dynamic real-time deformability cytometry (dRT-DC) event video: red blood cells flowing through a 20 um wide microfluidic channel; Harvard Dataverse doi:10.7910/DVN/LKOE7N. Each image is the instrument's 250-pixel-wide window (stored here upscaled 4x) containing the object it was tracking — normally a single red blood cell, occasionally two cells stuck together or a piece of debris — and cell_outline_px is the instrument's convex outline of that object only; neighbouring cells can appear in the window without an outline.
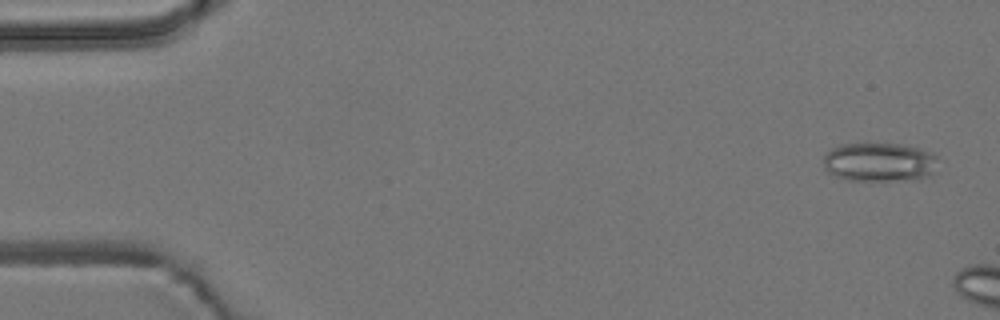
{"species": "common noctule bat (a hibernating species)", "species_latin": "Nyctalus noctula", "temperature_condition": "room temperature", "stored_images_in_passage": 4, "camera_frame_rate_fps": 3000, "um_per_image_px": 0.085, "animal": {"sex": "male", "body_mass_g": 19.2, "forearm_length_mm": 51.8}, "frame": {"image": 1, "passage_image": 1, "time_ms": 0.0, "image_size_px": [1000, 320], "cell_outline_px": [[936, 156], [932, 176], [916, 180], [848, 180], [832, 176], [824, 168], [824, 156], [832, 148], [840, 144], [900, 144], [920, 148], [932, 152]], "centroid_in_image_um": [74.74, 13.79], "position_along_channel_um": 10.3, "area_um2": 26.13}}